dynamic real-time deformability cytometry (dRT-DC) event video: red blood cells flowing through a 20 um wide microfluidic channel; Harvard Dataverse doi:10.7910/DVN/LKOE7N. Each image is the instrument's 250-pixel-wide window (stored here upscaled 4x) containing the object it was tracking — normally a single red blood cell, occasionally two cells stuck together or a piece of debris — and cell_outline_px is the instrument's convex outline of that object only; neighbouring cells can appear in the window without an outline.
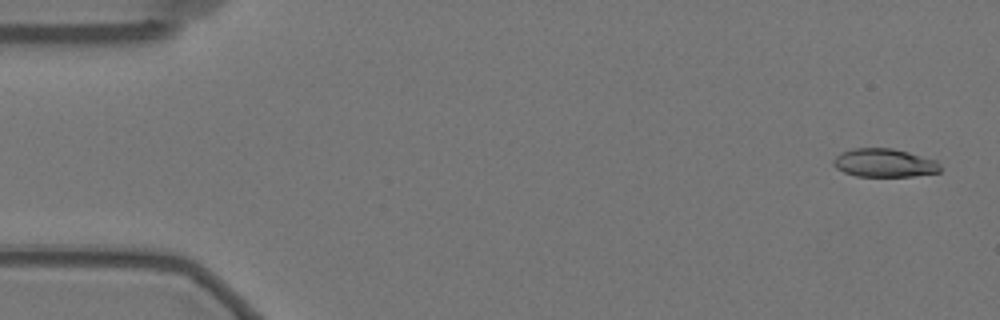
{"species": "Egyptian fruit bat (a non-hibernating species)", "species_latin": "Rousettus aegyptiacus", "temperature_condition": "warm", "stored_images_in_passage": 58, "camera_frame_rate_fps": 3000, "um_per_image_px": 0.085, "animal": {"sex": "female"}, "frame": {"image": 1, "passage_image": 2, "time_ms": 0.333, "image_size_px": [1000, 320], "cell_outline_px": [[944, 168], [940, 172], [912, 176], [856, 176], [844, 172], [836, 168], [832, 164], [832, 160], [840, 152], [852, 148], [892, 148], [908, 152], [936, 160]], "centroid_in_image_um": [75.17, 13.84], "position_along_channel_um": 9.8, "area_um2": 17.86}}
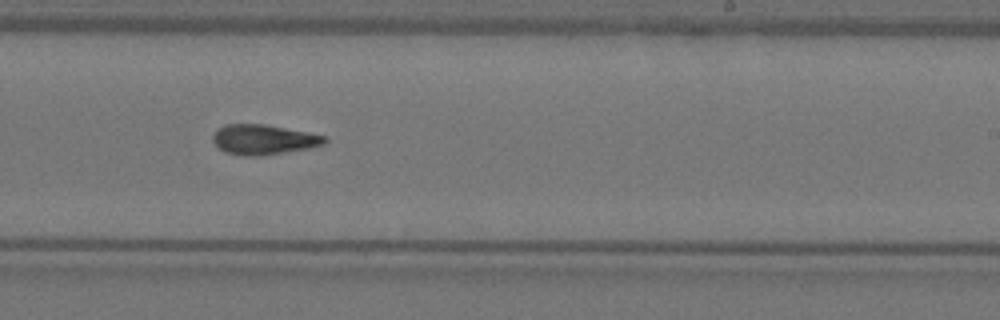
{"frame": {"image": 2, "passage_image": 35, "time_ms": 11.333, "image_size_px": [1000, 320], "cell_outline_px": [[328, 140], [324, 144], [308, 148], [260, 156], [240, 156], [224, 152], [212, 140], [212, 136], [220, 128], [228, 124], [264, 124], [308, 132], [324, 136]], "centroid_in_image_um": [22.39, 11.87], "position_along_channel_um": 266.6, "area_um2": 19.36}}
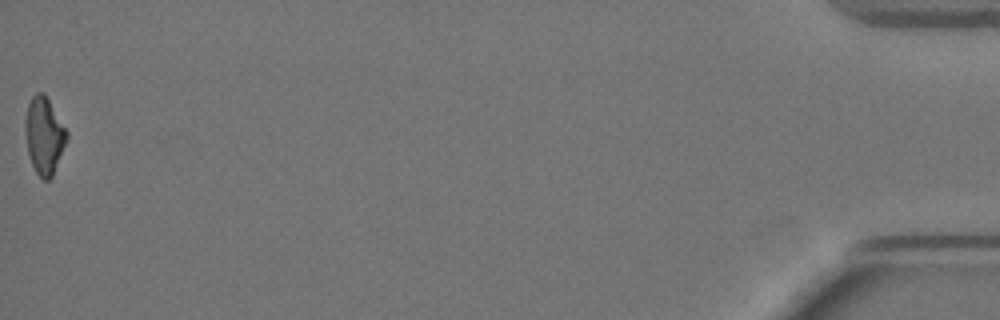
{"frame": {"image": 3, "passage_image": 58, "time_ms": 19.0, "image_size_px": [1000, 320], "cell_outline_px": [[68, 136], [52, 176], [48, 180], [44, 180], [36, 172], [32, 164], [28, 152], [24, 132], [24, 124], [28, 104], [32, 96], [36, 92], [44, 92], [68, 132]], "centroid_in_image_um": [3.73, 11.49], "position_along_channel_um": 431.5, "area_um2": 18.44}, "authors_computed_cell_mechanics": {"area_um2": 19.1318, "velocity_mm_per_s": 3.4784, "shape_relaxation_time_tau1_ms": null, "shape_relaxation_time_tau2_ms": 4.3848, "deformation_change_tau1": null, "deformation_change_tau2": 0.1299}}